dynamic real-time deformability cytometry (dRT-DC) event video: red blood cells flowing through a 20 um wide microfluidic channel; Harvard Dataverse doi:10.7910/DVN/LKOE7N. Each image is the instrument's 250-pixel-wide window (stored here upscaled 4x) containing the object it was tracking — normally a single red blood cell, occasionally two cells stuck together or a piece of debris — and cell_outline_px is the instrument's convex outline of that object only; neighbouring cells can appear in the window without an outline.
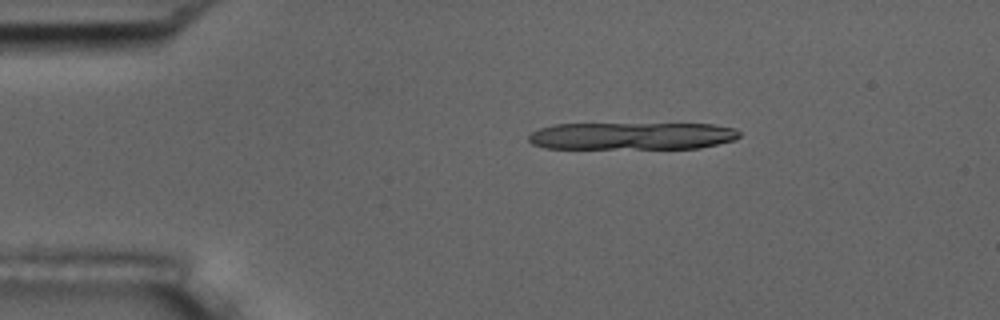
{"species": "common noctule bat (a hibernating species)", "species_latin": "Nyctalus noctula", "temperature_condition": "room temperature", "stored_images_in_passage": 5, "camera_frame_rate_fps": 3000, "um_per_image_px": 0.085, "animal": {"sex": "male", "body_mass_g": 17.5, "forearm_length_mm": 52.3}, "frame": {"image": 1, "passage_image": 3, "time_ms": 3.0, "image_size_px": [1000, 320], "cell_outline_px": [[740, 136], [736, 140], [700, 148], [544, 148], [532, 144], [528, 140], [528, 136], [532, 132], [540, 128], [552, 124], [716, 124], [736, 128], [740, 132]], "centroid_in_image_um": [53.75, 11.55], "position_along_channel_um": 31.2, "area_um2": 33.81}}